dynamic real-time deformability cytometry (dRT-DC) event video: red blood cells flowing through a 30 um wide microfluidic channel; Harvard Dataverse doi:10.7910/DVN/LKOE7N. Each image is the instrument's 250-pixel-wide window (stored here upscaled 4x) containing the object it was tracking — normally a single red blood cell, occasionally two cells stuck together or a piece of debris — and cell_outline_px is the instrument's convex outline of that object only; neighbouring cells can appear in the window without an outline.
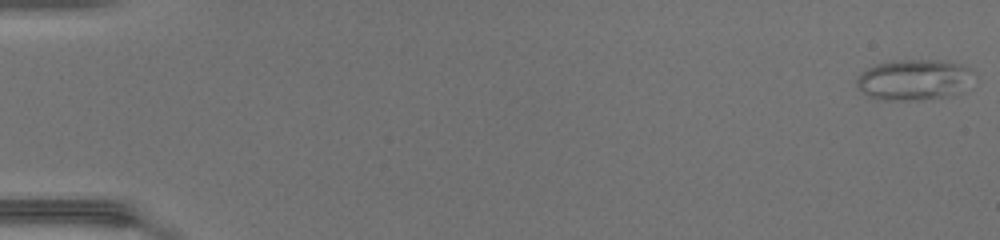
{"species": "common noctule bat (a hibernating species)", "species_latin": "Nyctalus noctula", "temperature_condition": "warm", "stored_images_in_passage": 48, "camera_frame_rate_fps": 3000, "um_per_image_px": 0.085, "animal": {"sex": "female", "body_mass_g": 17.0, "forearm_length_mm": 48.0}, "frame": {"image": 1, "passage_image": 1, "time_ms": 0.0, "image_size_px": [1000, 240], "cell_outline_px": [[968, 68], [960, 92], [952, 96], [920, 100], [884, 100], [868, 96], [856, 84], [856, 80], [860, 72], [876, 64], [888, 60], [940, 60], [960, 64]], "centroid_in_image_um": [77.54, 6.78], "position_along_channel_um": 7.5, "area_um2": 27.11}}
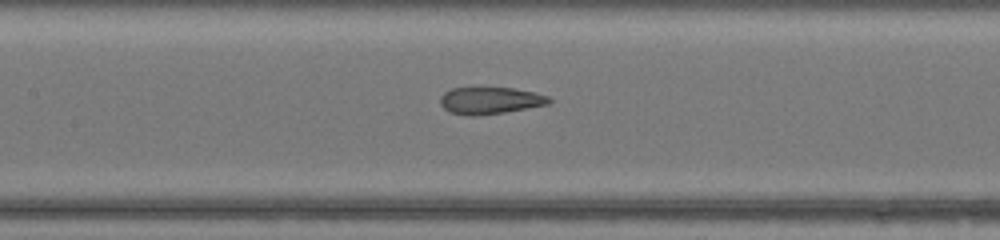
{"frame": {"image": 2, "passage_image": 24, "time_ms": 7.667, "image_size_px": [1000, 240], "cell_outline_px": [[552, 100], [548, 104], [504, 112], [476, 116], [468, 116], [448, 112], [440, 104], [440, 96], [444, 92], [452, 88], [480, 84], [512, 88], [532, 92], [548, 96]], "centroid_in_image_um": [41.57, 8.49], "position_along_channel_um": 165.8, "area_um2": 17.86}}
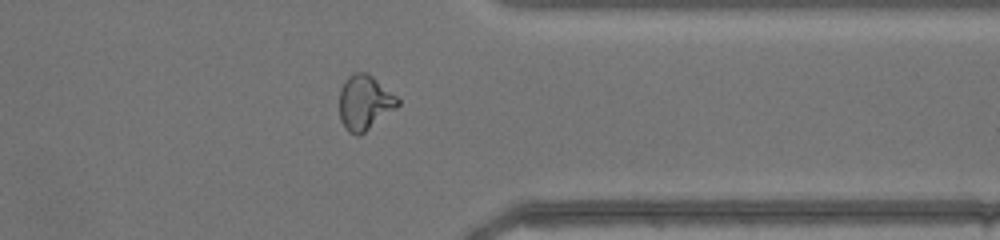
{"frame": {"image": 3, "passage_image": 39, "time_ms": 12.667, "image_size_px": [1000, 240], "cell_outline_px": [[400, 104], [396, 108], [360, 136], [356, 136], [348, 132], [344, 128], [340, 120], [340, 88], [344, 80], [348, 76], [356, 72], [364, 72], [372, 76], [396, 96], [400, 100]], "centroid_in_image_um": [30.97, 8.74], "position_along_channel_um": 380.4, "area_um2": 18.67}, "authors_computed_cell_mechanics": {"area_um2": 19.363, "velocity_mm_per_s": 4.4083, "shape_relaxation_time_tau1_ms": null, "shape_relaxation_time_tau2_ms": 1.5477, "deformation_change_tau1": null, "deformation_change_tau2": 0.0882}}